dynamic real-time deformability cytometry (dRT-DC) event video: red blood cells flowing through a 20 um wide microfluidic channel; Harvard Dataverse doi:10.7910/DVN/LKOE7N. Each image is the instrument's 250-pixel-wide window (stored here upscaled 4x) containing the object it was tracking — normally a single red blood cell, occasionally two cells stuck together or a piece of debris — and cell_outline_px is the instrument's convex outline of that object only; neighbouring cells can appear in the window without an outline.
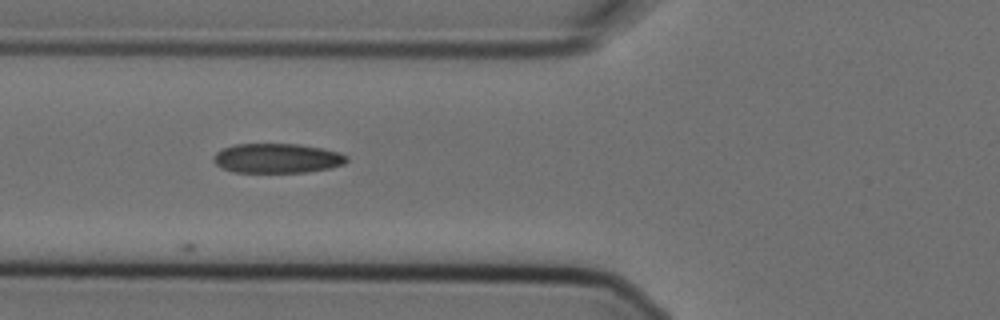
{"species": "Egyptian fruit bat (a non-hibernating species)", "species_latin": "Rousettus aegyptiacus", "temperature_condition": "cold", "stored_images_in_passage": 6, "camera_frame_rate_fps": 3000, "um_per_image_px": 0.085, "animal": {"sex": "female"}, "frame": {"image": 1, "passage_image": 4, "time_ms": 1.0, "image_size_px": [1000, 320], "cell_outline_px": [[348, 160], [344, 164], [328, 168], [308, 172], [236, 172], [220, 168], [212, 160], [216, 152], [224, 148], [236, 144], [300, 144], [340, 152], [348, 156]], "centroid_in_image_um": [23.56, 13.45], "position_along_channel_um": 102.2, "area_um2": 22.95}}
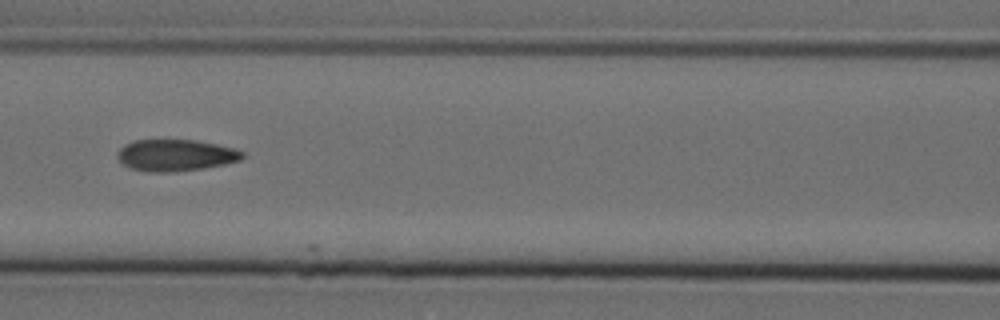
{"frame": {"image": 2, "passage_image": 5, "time_ms": 1.333, "image_size_px": [1000, 320], "cell_outline_px": [[244, 156], [240, 160], [224, 164], [204, 168], [172, 172], [152, 172], [132, 168], [124, 164], [116, 156], [116, 152], [124, 144], [136, 140], [196, 140], [236, 148], [244, 152]], "centroid_in_image_um": [14.94, 13.19], "position_along_channel_um": 151.7, "area_um2": 23.0}}